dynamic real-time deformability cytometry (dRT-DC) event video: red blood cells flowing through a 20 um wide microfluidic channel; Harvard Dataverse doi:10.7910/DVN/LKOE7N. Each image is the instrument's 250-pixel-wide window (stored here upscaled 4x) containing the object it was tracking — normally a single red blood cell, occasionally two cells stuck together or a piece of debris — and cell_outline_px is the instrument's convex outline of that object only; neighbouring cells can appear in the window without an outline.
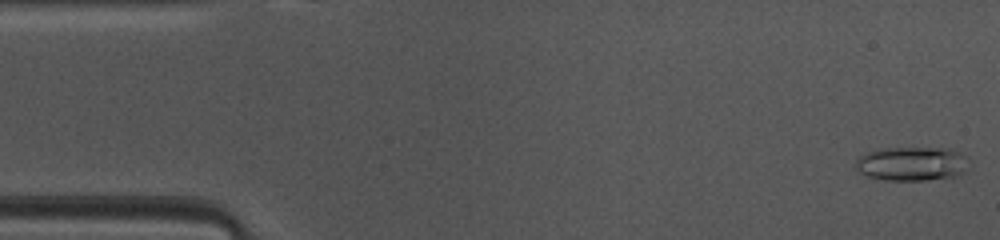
{"species": "common noctule bat (a hibernating species)", "species_latin": "Nyctalus noctula", "temperature_condition": "warm", "stored_images_in_passage": 11, "camera_frame_rate_fps": 3000, "um_per_image_px": 0.085, "animal": {"sex": "female", "body_mass_g": 10.0, "forearm_length_mm": 53.1}, "frame": {"image": 1, "passage_image": 1, "time_ms": 0.0, "image_size_px": [1000, 240], "cell_outline_px": [[968, 156], [964, 172], [956, 176], [924, 180], [884, 180], [868, 176], [860, 172], [856, 168], [856, 160], [864, 152], [876, 148], [952, 148]], "centroid_in_image_um": [77.49, 13.9], "position_along_channel_um": 7.5, "area_um2": 22.66}}